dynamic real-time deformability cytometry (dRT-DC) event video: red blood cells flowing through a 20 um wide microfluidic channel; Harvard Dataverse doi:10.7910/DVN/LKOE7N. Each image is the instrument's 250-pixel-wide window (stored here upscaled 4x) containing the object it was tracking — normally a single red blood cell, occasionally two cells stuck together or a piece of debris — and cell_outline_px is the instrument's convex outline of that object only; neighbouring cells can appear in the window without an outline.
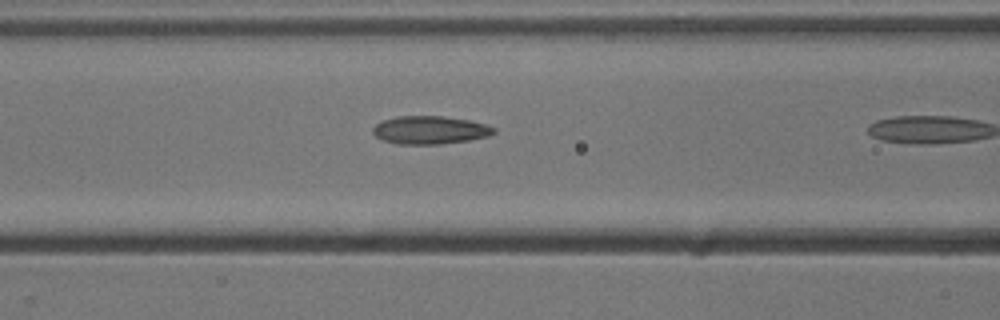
{"species": "common noctule bat (a hibernating species)", "species_latin": "Nyctalus noctula", "temperature_condition": "cold", "stored_images_in_passage": 10, "camera_frame_rate_fps": 3000, "um_per_image_px": 0.085, "animal": {"sex": "male", "body_mass_g": 13.3}, "frame": {"image": 1, "passage_image": 9, "time_ms": 2.667, "image_size_px": [1000, 320], "cell_outline_px": [[496, 132], [488, 136], [468, 140], [440, 144], [400, 144], [384, 140], [376, 136], [372, 132], [372, 128], [376, 124], [384, 120], [396, 116], [444, 116], [468, 120], [488, 124], [496, 128]], "centroid_in_image_um": [36.57, 11.04], "position_along_channel_um": 130.0, "area_um2": 19.77}}